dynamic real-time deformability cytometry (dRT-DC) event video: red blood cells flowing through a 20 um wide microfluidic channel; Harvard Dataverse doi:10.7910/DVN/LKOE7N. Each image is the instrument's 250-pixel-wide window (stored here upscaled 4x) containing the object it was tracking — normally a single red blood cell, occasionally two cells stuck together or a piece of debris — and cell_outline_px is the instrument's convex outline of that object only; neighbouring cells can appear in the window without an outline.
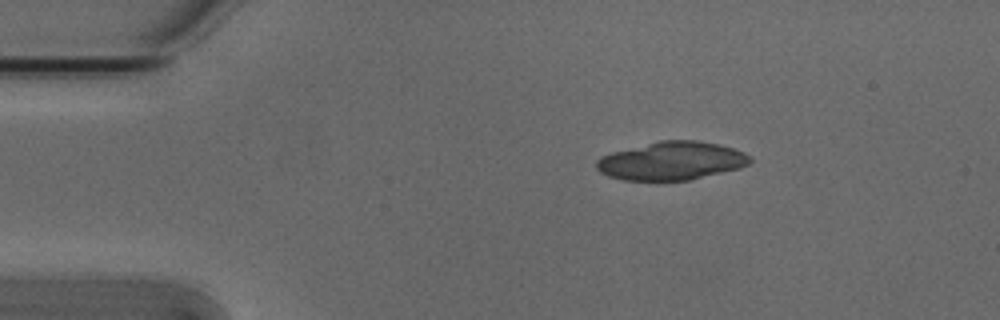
{"species": "Egyptian fruit bat (a non-hibernating species)", "species_latin": "Rousettus aegyptiacus", "temperature_condition": "cold", "stored_images_in_passage": 4, "camera_frame_rate_fps": 3000, "um_per_image_px": 0.085, "animal": {"sex": "male"}, "frame": {"image": 1, "passage_image": 1, "time_ms": 0.0, "image_size_px": [1000, 320], "cell_outline_px": [[752, 160], [748, 164], [740, 168], [688, 180], [624, 180], [608, 176], [600, 172], [596, 168], [596, 160], [600, 156], [612, 152], [660, 140], [696, 140], [720, 144], [744, 152], [752, 156]], "centroid_in_image_um": [57.08, 13.67], "position_along_channel_um": 27.9, "area_um2": 34.28}}